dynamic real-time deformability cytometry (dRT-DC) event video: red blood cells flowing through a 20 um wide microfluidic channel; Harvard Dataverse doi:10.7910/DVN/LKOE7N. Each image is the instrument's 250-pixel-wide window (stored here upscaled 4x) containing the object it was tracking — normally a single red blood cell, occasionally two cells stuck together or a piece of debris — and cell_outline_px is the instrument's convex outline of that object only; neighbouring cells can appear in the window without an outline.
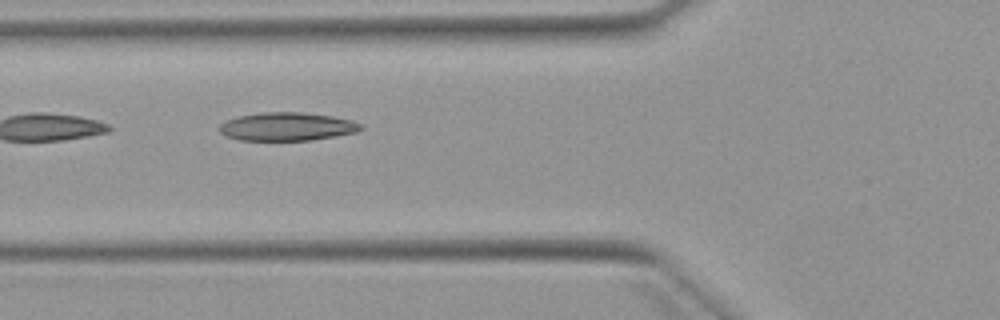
{"species": "Egyptian fruit bat (a non-hibernating species)", "species_latin": "Rousettus aegyptiacus", "temperature_condition": "warm", "stored_images_in_passage": 3, "camera_frame_rate_fps": 3000, "um_per_image_px": 0.085, "animal": {"sex": "female"}, "frame": {"image": 1, "passage_image": 2, "time_ms": 1.0, "image_size_px": [1000, 320], "cell_outline_px": [[364, 128], [356, 132], [336, 136], [312, 140], [240, 140], [228, 136], [220, 132], [220, 124], [224, 120], [236, 116], [260, 112], [300, 112], [332, 116], [352, 120], [360, 124]], "centroid_in_image_um": [24.39, 10.75], "position_along_channel_um": 101.4, "area_um2": 23.35}}
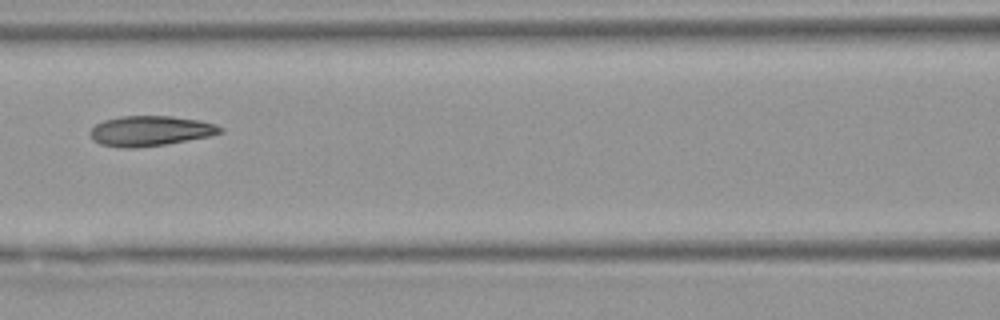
{"frame": {"image": 2, "passage_image": 3, "time_ms": 2.333, "image_size_px": [1000, 320], "cell_outline_px": [[224, 132], [208, 136], [164, 144], [136, 148], [120, 148], [100, 144], [92, 140], [88, 132], [96, 124], [104, 120], [120, 116], [172, 116], [200, 120], [216, 124], [224, 128]], "centroid_in_image_um": [12.75, 11.12], "position_along_channel_um": 153.8, "area_um2": 22.95}}